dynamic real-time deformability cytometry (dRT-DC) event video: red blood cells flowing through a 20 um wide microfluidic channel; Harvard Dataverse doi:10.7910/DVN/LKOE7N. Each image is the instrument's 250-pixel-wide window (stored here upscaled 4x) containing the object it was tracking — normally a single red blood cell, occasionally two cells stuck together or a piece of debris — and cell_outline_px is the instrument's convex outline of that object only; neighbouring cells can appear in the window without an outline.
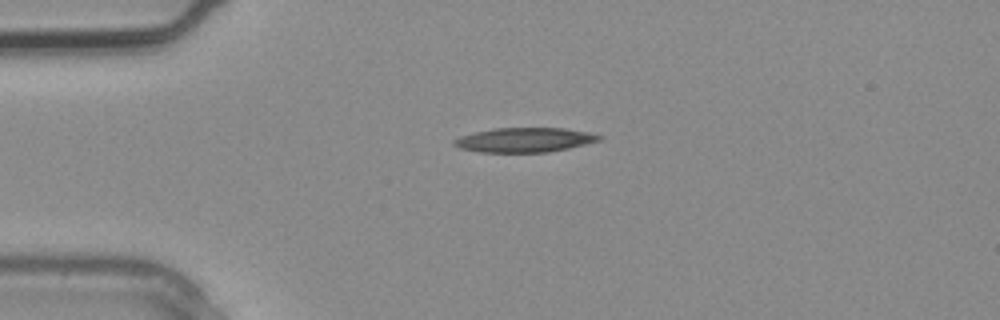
{"species": "common noctule bat (a hibernating species)", "species_latin": "Nyctalus noctula", "temperature_condition": "warm", "stored_images_in_passage": 2, "camera_frame_rate_fps": 3000, "um_per_image_px": 0.085, "animal": {"sex": "male", "body_mass_g": 20.4}, "frame": {"image": 1, "passage_image": 2, "time_ms": 0.333, "image_size_px": [1000, 320], "cell_outline_px": [[604, 136], [600, 140], [568, 148], [548, 152], [480, 152], [460, 148], [452, 144], [452, 140], [460, 136], [476, 132], [496, 128], [564, 128], [588, 132]], "centroid_in_image_um": [44.57, 11.89], "position_along_channel_um": 40.4, "area_um2": 20.58}}